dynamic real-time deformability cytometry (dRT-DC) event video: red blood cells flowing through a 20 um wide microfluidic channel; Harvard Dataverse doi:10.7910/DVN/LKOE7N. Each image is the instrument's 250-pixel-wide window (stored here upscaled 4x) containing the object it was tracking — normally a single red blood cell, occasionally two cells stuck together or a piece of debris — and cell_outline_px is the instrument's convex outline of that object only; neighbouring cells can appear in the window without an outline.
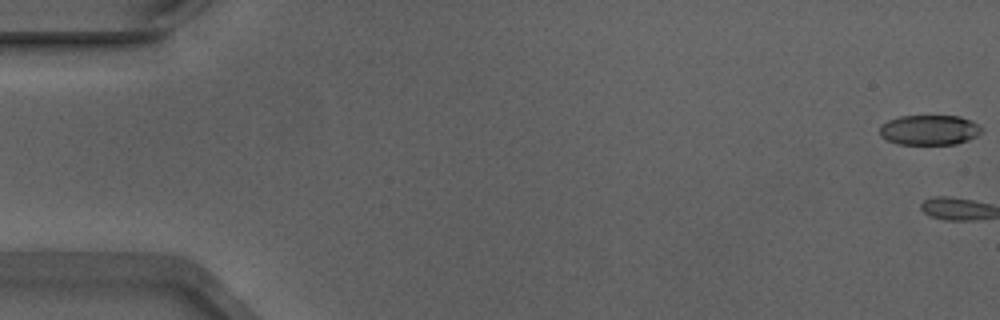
{"species": "Egyptian fruit bat (a non-hibernating species)", "species_latin": "Rousettus aegyptiacus", "temperature_condition": "warm", "stored_images_in_passage": 2, "camera_frame_rate_fps": 3000, "um_per_image_px": 0.085, "animal": {"sex": "male"}, "frame": {"image": 1, "passage_image": 1, "time_ms": 0.0, "image_size_px": [1000, 320], "cell_outline_px": [[984, 128], [976, 136], [968, 140], [956, 144], [896, 144], [880, 136], [880, 124], [888, 120], [900, 116], [960, 116], [972, 120]], "centroid_in_image_um": [79.0, 11.04], "position_along_channel_um": 6.0, "area_um2": 17.98}}